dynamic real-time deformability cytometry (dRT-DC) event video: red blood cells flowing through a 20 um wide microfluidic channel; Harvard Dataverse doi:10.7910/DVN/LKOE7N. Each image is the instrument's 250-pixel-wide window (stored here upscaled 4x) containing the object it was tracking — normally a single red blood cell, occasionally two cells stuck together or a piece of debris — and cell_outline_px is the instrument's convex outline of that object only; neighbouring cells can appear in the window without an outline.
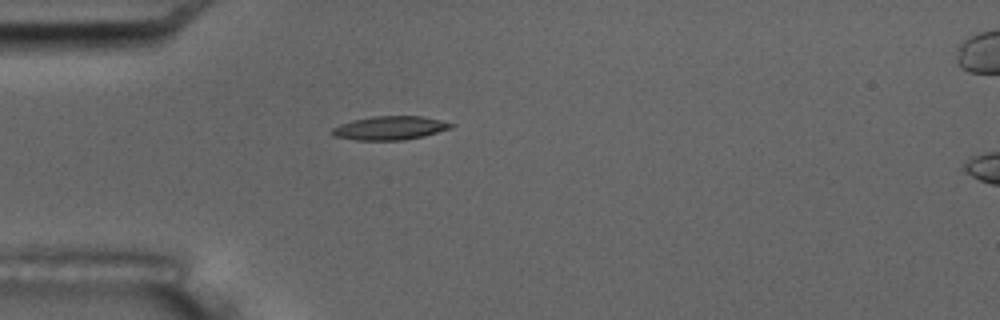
{"species": "common noctule bat (a hibernating species)", "species_latin": "Nyctalus noctula", "temperature_condition": "room temperature", "stored_images_in_passage": 5, "camera_frame_rate_fps": 3000, "um_per_image_px": 0.085, "animal": {"sex": "male", "body_mass_g": 17.5, "forearm_length_mm": 52.3}, "frame": {"image": 1, "passage_image": 4, "time_ms": 4.333, "image_size_px": [1000, 320], "cell_outline_px": [[452, 128], [424, 136], [404, 140], [356, 140], [332, 136], [328, 132], [332, 128], [340, 124], [352, 120], [372, 116], [420, 116], [452, 124]], "centroid_in_image_um": [33.04, 10.89], "position_along_channel_um": 52.0, "area_um2": 16.36}}